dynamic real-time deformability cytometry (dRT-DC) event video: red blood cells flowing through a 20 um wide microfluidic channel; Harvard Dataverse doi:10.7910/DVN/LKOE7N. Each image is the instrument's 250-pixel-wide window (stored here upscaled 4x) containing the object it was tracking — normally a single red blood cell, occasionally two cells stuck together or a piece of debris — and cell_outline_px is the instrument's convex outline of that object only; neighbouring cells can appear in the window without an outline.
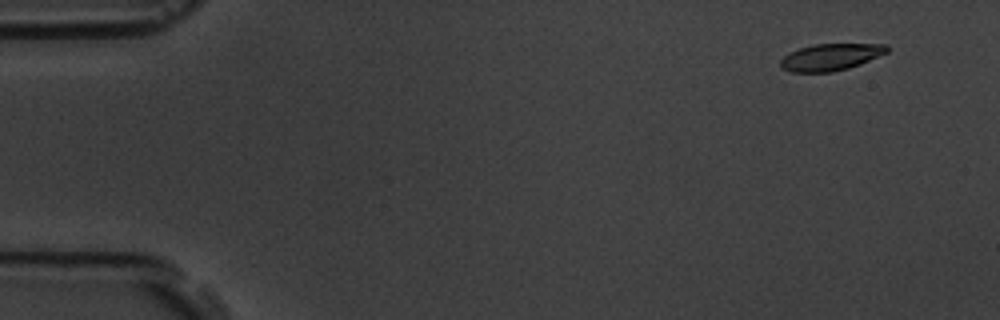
{"species": "common noctule bat (a hibernating species)", "species_latin": "Nyctalus noctula", "temperature_condition": "room temperature", "stored_images_in_passage": 10, "camera_frame_rate_fps": 3000, "um_per_image_px": 0.085, "animal": {"sex": "male", "body_mass_g": 19.5, "forearm_length_mm": 54.6}, "frame": {"image": 1, "passage_image": 2, "time_ms": 1.333, "image_size_px": [1000, 320], "cell_outline_px": [[888, 52], [860, 64], [848, 68], [832, 72], [792, 72], [780, 68], [780, 60], [784, 56], [800, 48], [812, 44], [888, 44]], "centroid_in_image_um": [70.6, 4.85], "position_along_channel_um": 14.4, "area_um2": 16.59}}
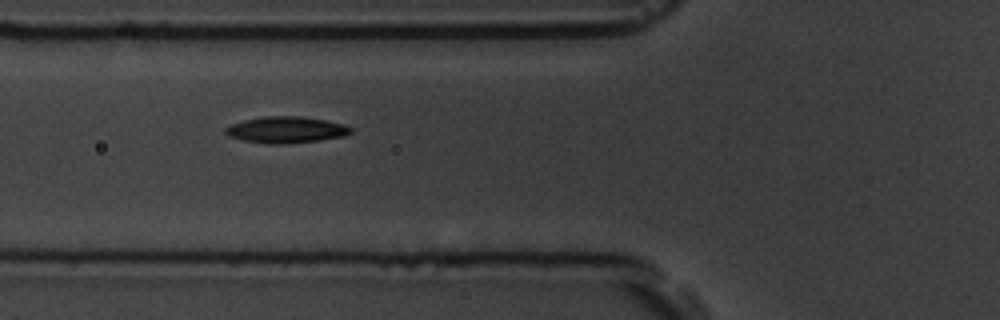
{"frame": {"image": 2, "passage_image": 7, "time_ms": 7.0, "image_size_px": [1000, 320], "cell_outline_px": [[352, 132], [344, 136], [320, 140], [284, 144], [268, 144], [244, 140], [228, 136], [224, 132], [224, 128], [232, 124], [244, 120], [264, 116], [300, 116], [324, 120], [344, 124], [352, 128]], "centroid_in_image_um": [24.31, 11.03], "position_along_channel_um": 101.5, "area_um2": 19.25}}
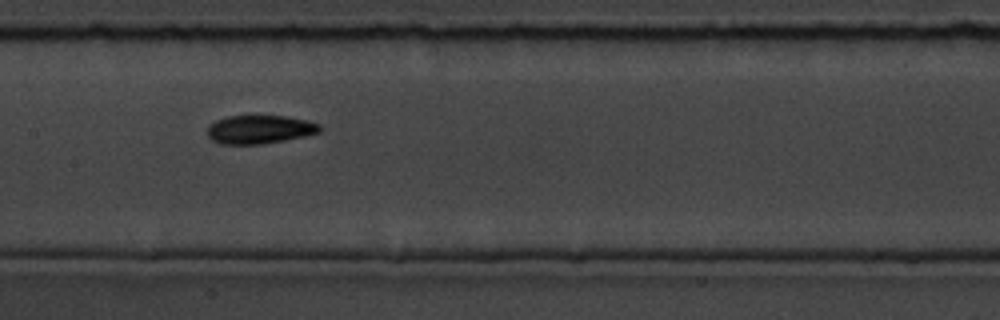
{"frame": {"image": 3, "passage_image": 9, "time_ms": 9.333, "image_size_px": [1000, 320], "cell_outline_px": [[320, 132], [304, 136], [284, 140], [260, 144], [220, 144], [212, 140], [208, 136], [208, 124], [216, 120], [228, 116], [288, 116], [308, 120], [320, 124]], "centroid_in_image_um": [22.06, 10.99], "position_along_channel_um": 185.3, "area_um2": 18.67}}